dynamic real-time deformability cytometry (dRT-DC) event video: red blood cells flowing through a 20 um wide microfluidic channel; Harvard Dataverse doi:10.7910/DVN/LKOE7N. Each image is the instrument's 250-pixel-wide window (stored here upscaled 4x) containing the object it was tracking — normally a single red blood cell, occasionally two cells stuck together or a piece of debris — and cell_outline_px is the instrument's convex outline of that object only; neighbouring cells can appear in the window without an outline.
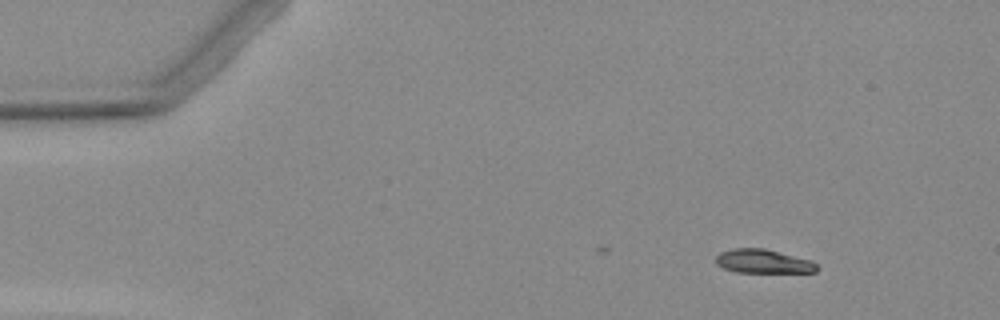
{"species": "Egyptian fruit bat (a non-hibernating species)", "species_latin": "Rousettus aegyptiacus", "temperature_condition": "warm", "stored_images_in_passage": 4, "camera_frame_rate_fps": 3000, "um_per_image_px": 0.085, "animal": {"sex": "female"}, "frame": {"image": 1, "passage_image": 1, "time_ms": 0.0, "image_size_px": [1000, 320], "cell_outline_px": [[820, 268], [816, 272], [736, 272], [724, 268], [716, 264], [716, 256], [720, 252], [732, 248], [764, 248], [812, 260]], "centroid_in_image_um": [64.88, 22.21], "position_along_channel_um": 20.1, "area_um2": 14.1}}